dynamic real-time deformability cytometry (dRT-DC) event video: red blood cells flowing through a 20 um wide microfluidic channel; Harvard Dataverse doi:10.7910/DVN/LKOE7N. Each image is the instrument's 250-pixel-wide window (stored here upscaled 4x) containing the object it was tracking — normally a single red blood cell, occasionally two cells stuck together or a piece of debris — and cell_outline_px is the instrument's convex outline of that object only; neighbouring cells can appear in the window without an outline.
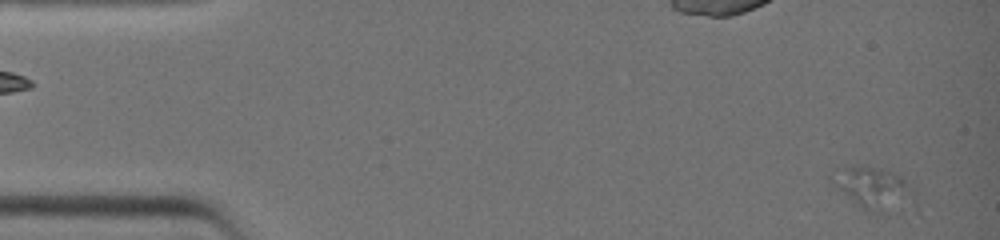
{"species": "common noctule bat (a hibernating species)", "species_latin": "Nyctalus noctula", "temperature_condition": "warm", "stored_images_in_passage": 22, "camera_frame_rate_fps": 3000, "um_per_image_px": 0.085, "animal": {"sex": "female", "body_mass_g": 19.0, "forearm_length_mm": 51.5}, "frame": {"image": 1, "passage_image": 2, "time_ms": 0.333, "image_size_px": [1000, 240], "cell_outline_px": [[904, 188], [860, 200], [856, 200], [828, 180], [828, 176], [836, 168], [880, 168], [892, 172], [900, 176], [904, 180]], "centroid_in_image_um": [73.59, 15.45], "position_along_channel_um": 11.4, "area_um2": 12.6}}
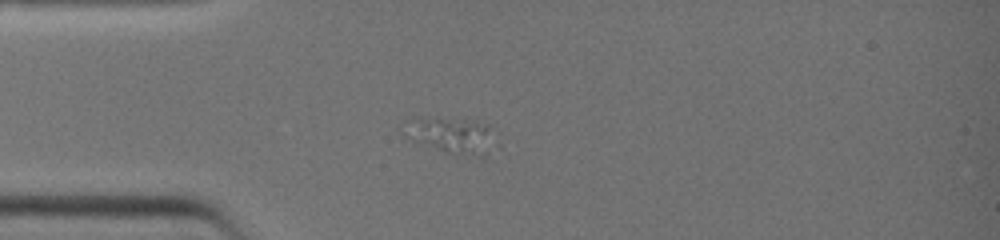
{"frame": {"image": 2, "passage_image": 12, "time_ms": 3.667, "image_size_px": [1000, 240], "cell_outline_px": [[492, 124], [476, 156], [440, 148], [424, 140], [416, 116], [476, 116]], "centroid_in_image_um": [38.67, 11.26], "position_along_channel_um": 46.3, "area_um2": 15.61}}
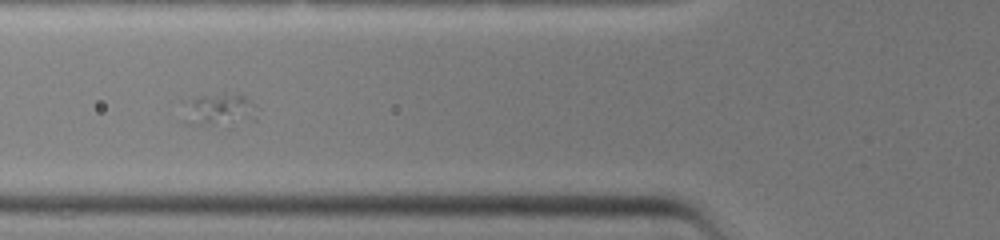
{"frame": {"image": 3, "passage_image": 17, "time_ms": 5.333, "image_size_px": [1000, 240], "cell_outline_px": [[260, 108], [256, 120], [212, 124], [180, 100], [192, 96], [224, 88], [240, 92], [252, 100]], "centroid_in_image_um": [19.0, 9.05], "position_along_channel_um": 106.8, "area_um2": 13.47}}